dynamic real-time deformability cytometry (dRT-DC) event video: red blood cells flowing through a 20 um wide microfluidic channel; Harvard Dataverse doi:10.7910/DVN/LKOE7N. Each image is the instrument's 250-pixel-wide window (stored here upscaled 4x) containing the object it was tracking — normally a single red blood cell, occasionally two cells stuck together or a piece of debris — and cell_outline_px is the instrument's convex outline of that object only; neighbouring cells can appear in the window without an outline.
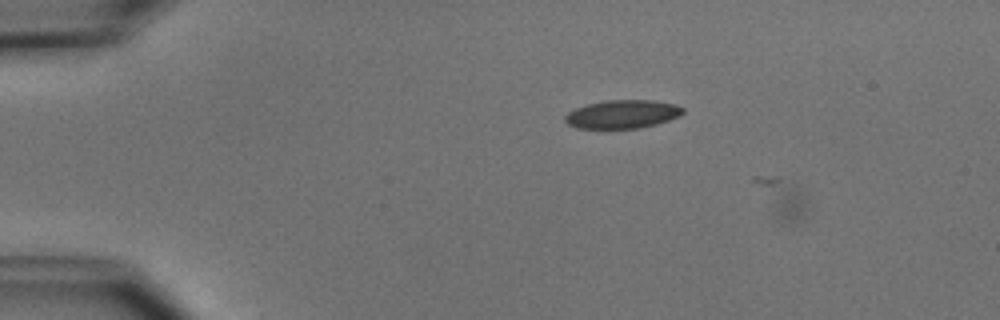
{"species": "common noctule bat (a hibernating species)", "species_latin": "Nyctalus noctula", "temperature_condition": "cold", "stored_images_in_passage": 13, "camera_frame_rate_fps": 3000, "um_per_image_px": 0.085, "animal": {"sex": "male", "body_mass_g": 15.6}, "frame": {"image": 1, "passage_image": 6, "time_ms": 6.667, "image_size_px": [1000, 320], "cell_outline_px": [[800, 220], [788, 224], [780, 224], [776, 220], [752, 180], [752, 176], [776, 176], [792, 184], [800, 192]], "centroid_in_image_um": [66.28, 16.84], "position_along_channel_um": 18.7, "area_um2": 11.1}}